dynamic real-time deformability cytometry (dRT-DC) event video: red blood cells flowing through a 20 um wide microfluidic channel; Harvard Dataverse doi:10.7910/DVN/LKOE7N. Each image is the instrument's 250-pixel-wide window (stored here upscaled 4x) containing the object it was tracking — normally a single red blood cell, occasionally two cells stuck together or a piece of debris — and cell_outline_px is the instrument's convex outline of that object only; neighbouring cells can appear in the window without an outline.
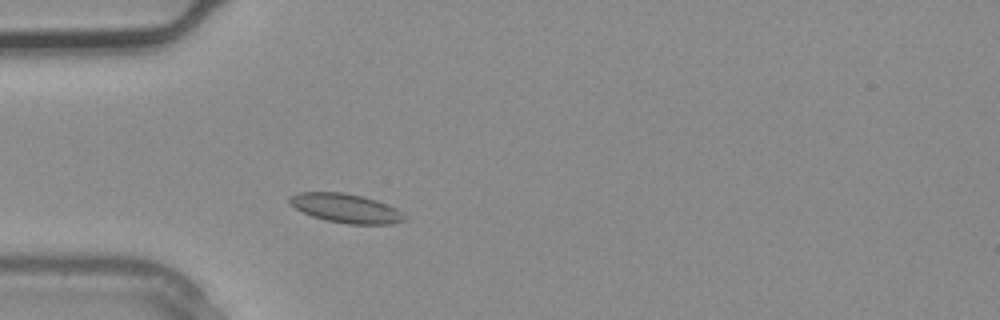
{"species": "common noctule bat (a hibernating species)", "species_latin": "Nyctalus noctula", "temperature_condition": "warm", "stored_images_in_passage": 1, "camera_frame_rate_fps": 3000, "um_per_image_px": 0.085, "animal": {"sex": "male", "body_mass_g": 20.4}, "frame": {"image": 1, "passage_image": 1, "time_ms": 0.0, "image_size_px": [1000, 320], "cell_outline_px": [[408, 220], [392, 224], [348, 224], [328, 220], [312, 216], [288, 204], [288, 196], [296, 192], [344, 192], [364, 196], [388, 204], [396, 208]], "centroid_in_image_um": [29.38, 17.68], "position_along_channel_um": 55.6, "area_um2": 19.59}}